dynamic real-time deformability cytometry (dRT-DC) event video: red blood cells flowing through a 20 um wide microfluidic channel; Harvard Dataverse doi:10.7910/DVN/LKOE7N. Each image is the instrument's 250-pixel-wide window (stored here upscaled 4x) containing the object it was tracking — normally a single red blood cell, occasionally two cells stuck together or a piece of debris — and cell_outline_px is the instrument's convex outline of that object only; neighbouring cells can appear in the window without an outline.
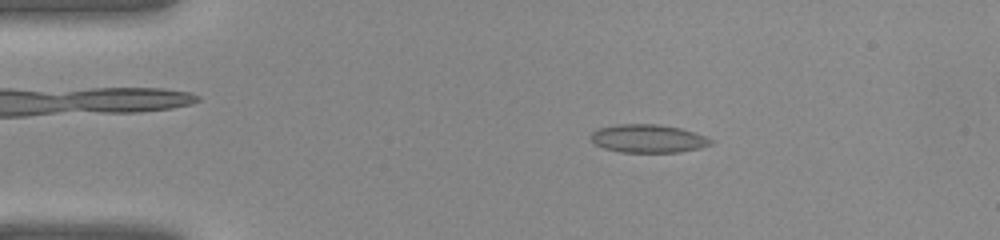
{"species": "common noctule bat (a hibernating species)", "species_latin": "Nyctalus noctula", "temperature_condition": "warm", "stored_images_in_passage": 37, "camera_frame_rate_fps": 3000, "um_per_image_px": 0.085, "animal": {"sex": "female", "body_mass_g": 22.0, "forearm_length_mm": 56.7}, "frame": {"image": 1, "passage_image": 4, "time_ms": 1.0, "image_size_px": [1000, 240], "cell_outline_px": [[712, 144], [700, 148], [680, 152], [620, 152], [604, 148], [596, 144], [588, 136], [596, 128], [616, 124], [656, 124], [680, 128], [704, 136], [712, 140]], "centroid_in_image_um": [55.04, 11.77], "position_along_channel_um": 30.0, "area_um2": 19.71}}
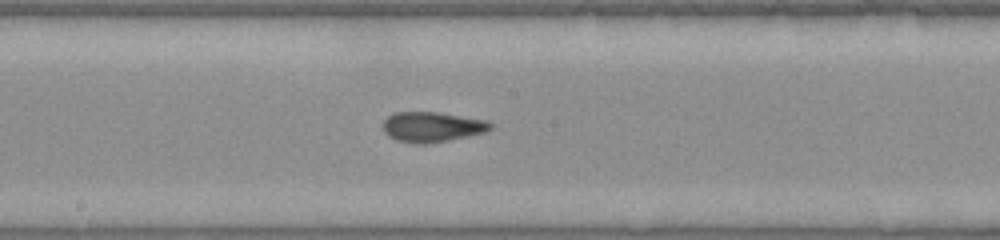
{"frame": {"image": 2, "passage_image": 18, "time_ms": 5.667, "image_size_px": [1000, 240], "cell_outline_px": [[492, 128], [484, 132], [468, 136], [448, 140], [424, 144], [412, 144], [396, 140], [388, 136], [384, 132], [384, 120], [392, 112], [436, 112], [488, 120], [492, 124]], "centroid_in_image_um": [36.7, 10.79], "position_along_channel_um": 211.5, "area_um2": 18.9}}
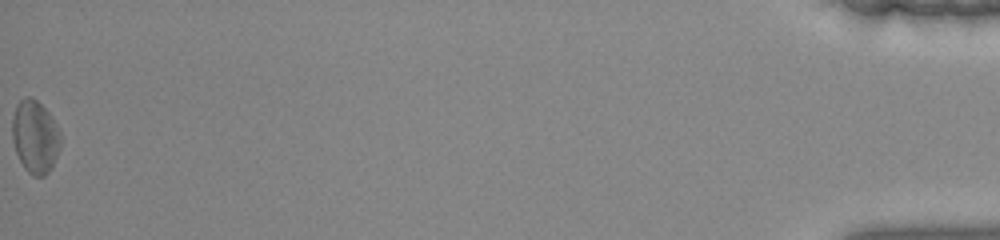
{"frame": {"image": 3, "passage_image": 37, "time_ms": 12.0, "image_size_px": [1000, 240], "cell_outline_px": [[60, 148], [52, 168], [44, 176], [32, 176], [24, 168], [16, 152], [12, 140], [12, 116], [16, 104], [24, 96], [32, 96], [48, 112], [56, 124], [60, 132]], "centroid_in_image_um": [2.97, 11.62], "position_along_channel_um": 432.2, "area_um2": 20.69}}